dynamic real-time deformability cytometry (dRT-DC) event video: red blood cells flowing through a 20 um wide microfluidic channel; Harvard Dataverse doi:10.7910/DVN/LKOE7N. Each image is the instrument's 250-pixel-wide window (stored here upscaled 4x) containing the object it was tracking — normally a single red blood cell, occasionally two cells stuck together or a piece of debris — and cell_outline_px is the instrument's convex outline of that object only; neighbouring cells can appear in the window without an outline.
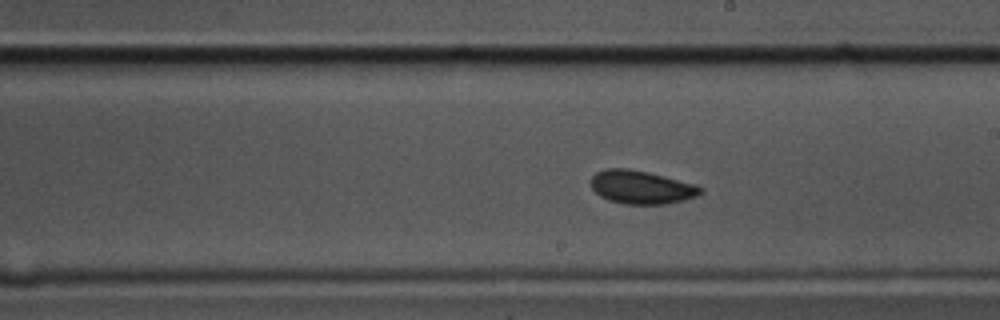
{"species": "common noctule bat (a hibernating species)", "species_latin": "Nyctalus noctula", "temperature_condition": "cold", "stored_images_in_passage": 57, "camera_frame_rate_fps": 3000, "um_per_image_px": 0.085, "animal": {"sex": "male", "body_mass_g": 17.5, "forearm_length_mm": 52.3}, "frame": {"image": 1, "passage_image": 30, "time_ms": 9.667, "image_size_px": [1000, 320], "cell_outline_px": [[704, 192], [696, 196], [684, 200], [668, 204], [624, 204], [608, 200], [600, 196], [592, 188], [592, 176], [596, 172], [604, 168], [628, 168], [648, 172], [696, 184], [704, 188]], "centroid_in_image_um": [54.54, 15.91], "position_along_channel_um": 234.5, "area_um2": 21.44}}
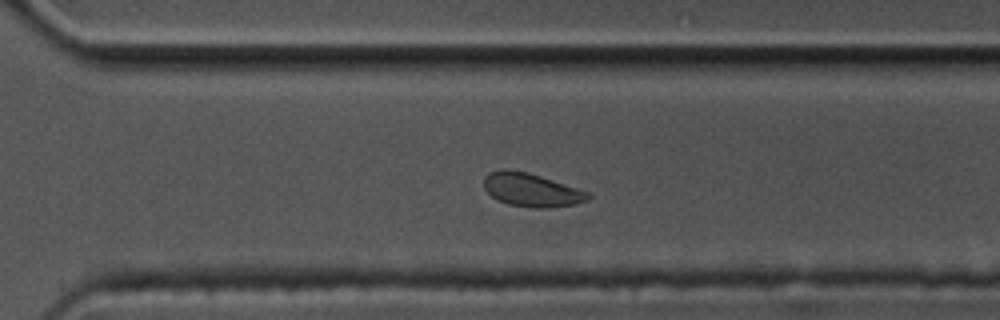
{"frame": {"image": 2, "passage_image": 38, "time_ms": 12.333, "image_size_px": [1000, 320], "cell_outline_px": [[592, 196], [588, 200], [576, 204], [548, 208], [532, 208], [508, 204], [492, 196], [484, 188], [484, 176], [488, 172], [504, 168], [528, 172], [592, 192]], "centroid_in_image_um": [45.21, 16.14], "position_along_channel_um": 325.4, "area_um2": 20.58}}
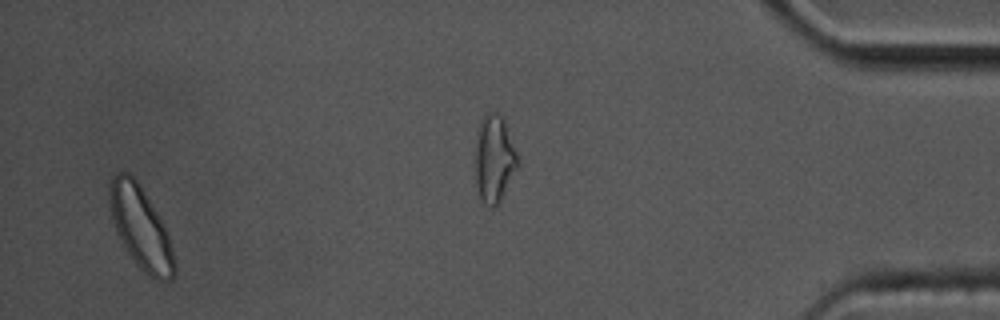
{"frame": {"image": 3, "passage_image": 54, "time_ms": 17.667, "image_size_px": [1000, 320], "cell_outline_px": [[176, 272], [172, 280], [156, 280], [148, 276], [136, 264], [120, 240], [116, 232], [112, 220], [108, 196], [108, 184], [112, 176], [116, 172], [128, 172], [140, 184], [152, 204], [168, 232], [176, 264]], "centroid_in_image_um": [11.95, 19.35], "position_along_channel_um": 423.2, "area_um2": 31.39}, "authors_computed_cell_mechanics": {"area_um2": 21.4438, "velocity_mm_per_s": 3.4104, "shape_relaxation_time_tau1_ms": null, "shape_relaxation_time_tau2_ms": 4.9047, "deformation_change_tau1": null, "deformation_change_tau2": 0.0771}}